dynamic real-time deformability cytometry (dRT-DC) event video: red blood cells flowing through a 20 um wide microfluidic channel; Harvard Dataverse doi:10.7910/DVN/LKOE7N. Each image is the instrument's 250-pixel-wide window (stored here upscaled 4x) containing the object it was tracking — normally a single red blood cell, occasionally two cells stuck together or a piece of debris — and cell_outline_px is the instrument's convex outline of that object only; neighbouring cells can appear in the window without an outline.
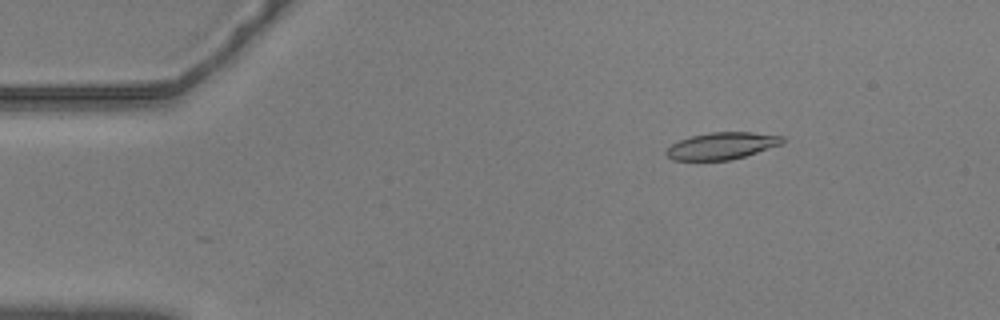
{"species": "common noctule bat (a hibernating species)", "species_latin": "Nyctalus noctula", "temperature_condition": "warm", "stored_images_in_passage": 37, "camera_frame_rate_fps": 3000, "um_per_image_px": 0.085, "animal": {"sex": "male", "body_mass_g": 20.5, "forearm_length_mm": 52.5}, "frame": {"image": 1, "passage_image": 8, "time_ms": 2.333, "image_size_px": [1000, 320], "cell_outline_px": [[784, 140], [780, 144], [732, 160], [672, 160], [664, 152], [672, 144], [680, 140], [692, 136], [712, 132], [752, 132], [784, 136]], "centroid_in_image_um": [61.34, 12.39], "position_along_channel_um": 23.7, "area_um2": 17.98}}
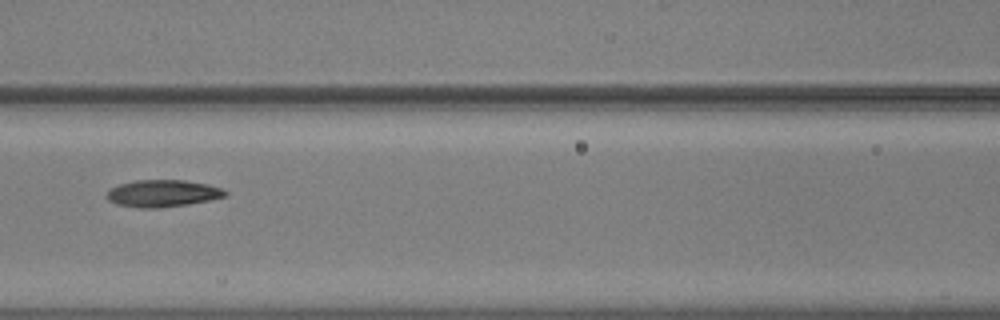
{"frame": {"image": 2, "passage_image": 25, "time_ms": 8.0, "image_size_px": [1000, 320], "cell_outline_px": [[228, 196], [188, 204], [160, 208], [140, 208], [116, 204], [108, 200], [104, 196], [108, 188], [120, 184], [136, 180], [184, 180], [208, 184], [220, 188], [228, 192]], "centroid_in_image_um": [13.78, 16.44], "position_along_channel_um": 152.8, "area_um2": 18.84}}
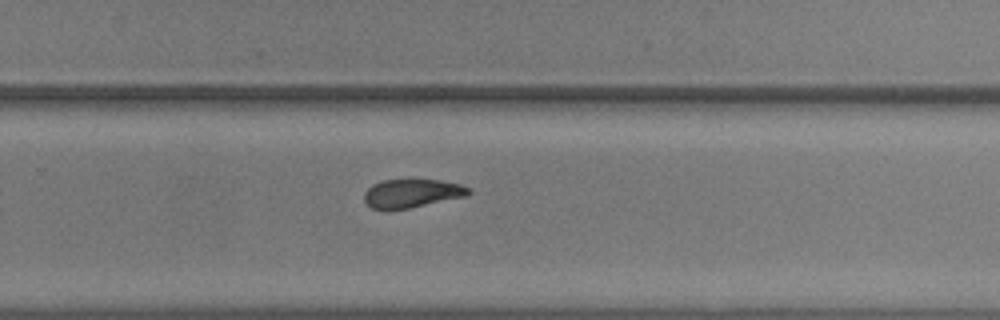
{"frame": {"image": 3, "passage_image": 37, "time_ms": 12.0, "image_size_px": [1000, 320], "cell_outline_px": [[472, 192], [468, 196], [388, 212], [384, 212], [372, 208], [364, 200], [364, 192], [372, 184], [384, 180], [440, 180], [460, 184], [472, 188]], "centroid_in_image_um": [35.01, 16.46], "position_along_channel_um": 294.8, "area_um2": 17.74}}